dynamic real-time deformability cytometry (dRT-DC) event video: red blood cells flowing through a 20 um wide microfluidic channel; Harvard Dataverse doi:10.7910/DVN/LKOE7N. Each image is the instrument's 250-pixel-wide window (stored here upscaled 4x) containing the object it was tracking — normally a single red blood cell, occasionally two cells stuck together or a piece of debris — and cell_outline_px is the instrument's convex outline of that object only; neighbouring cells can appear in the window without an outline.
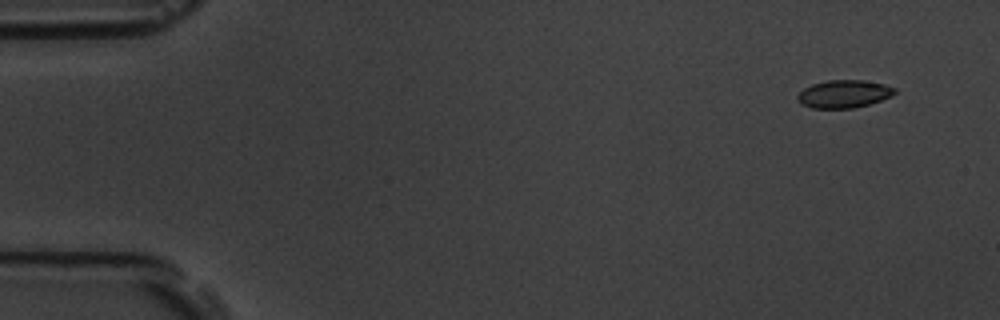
{"species": "common noctule bat (a hibernating species)", "species_latin": "Nyctalus noctula", "temperature_condition": "room temperature", "stored_images_in_passage": 10, "camera_frame_rate_fps": 3000, "um_per_image_px": 0.085, "animal": {"sex": "male", "body_mass_g": 19.5, "forearm_length_mm": 54.6}, "frame": {"image": 1, "passage_image": 1, "time_ms": 0.0, "image_size_px": [1000, 320], "cell_outline_px": [[896, 92], [892, 96], [868, 104], [852, 108], [812, 108], [804, 104], [796, 96], [804, 88], [812, 84], [828, 80], [864, 80], [884, 84], [896, 88]], "centroid_in_image_um": [71.76, 7.97], "position_along_channel_um": 13.2, "area_um2": 15.55}}
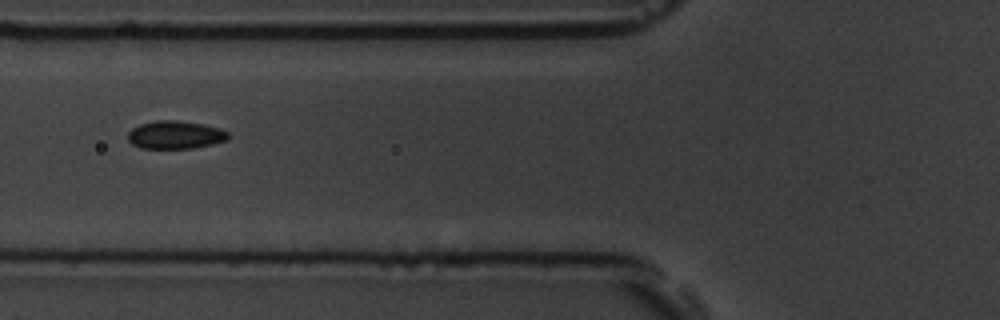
{"frame": {"image": 2, "passage_image": 6, "time_ms": 1.667, "image_size_px": [1000, 320], "cell_outline_px": [[232, 136], [228, 140], [212, 144], [192, 148], [140, 148], [132, 144], [128, 140], [128, 132], [132, 128], [140, 124], [156, 120], [176, 120], [204, 124], [220, 128], [228, 132]], "centroid_in_image_um": [14.93, 11.46], "position_along_channel_um": 110.9, "area_um2": 16.53}}
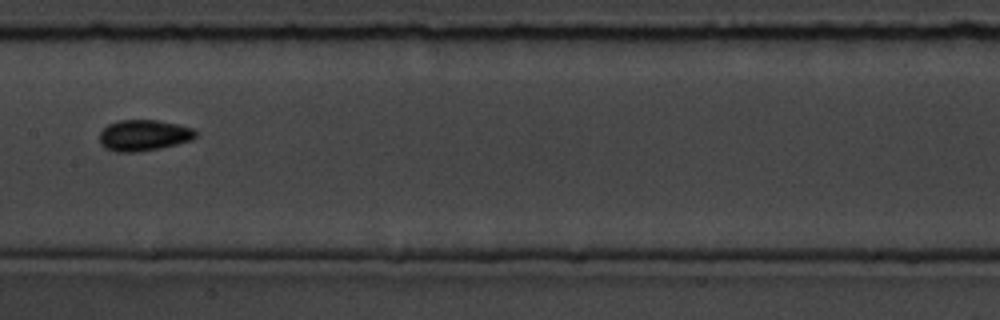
{"frame": {"image": 3, "passage_image": 8, "time_ms": 2.333, "image_size_px": [1000, 320], "cell_outline_px": [[196, 136], [192, 140], [160, 148], [136, 152], [116, 152], [104, 148], [100, 144], [100, 132], [108, 124], [116, 120], [156, 120], [176, 124], [192, 128], [196, 132]], "centroid_in_image_um": [12.18, 11.5], "position_along_channel_um": 195.2, "area_um2": 17.4}}